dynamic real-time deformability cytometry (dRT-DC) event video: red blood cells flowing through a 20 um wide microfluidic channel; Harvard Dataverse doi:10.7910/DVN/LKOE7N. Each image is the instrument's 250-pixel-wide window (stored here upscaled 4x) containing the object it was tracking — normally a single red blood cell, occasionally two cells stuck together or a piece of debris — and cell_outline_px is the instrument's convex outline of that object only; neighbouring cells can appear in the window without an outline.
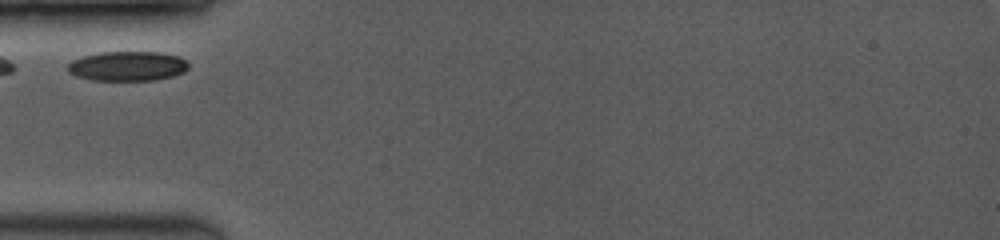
{"species": "common noctule bat (a hibernating species)", "species_latin": "Nyctalus noctula", "temperature_condition": "room temperature", "stored_images_in_passage": 7, "camera_frame_rate_fps": 3500, "um_per_image_px": 0.085, "animal": {"sex": "female", "body_mass_g": 19.0, "forearm_length_mm": 53.3}, "frame": {"image": 1, "passage_image": 1, "time_ms": 0.0, "image_size_px": [1000, 240], "cell_outline_px": [[188, 68], [184, 72], [172, 76], [152, 80], [92, 80], [76, 76], [68, 72], [68, 64], [72, 60], [84, 56], [100, 52], [160, 52], [180, 56], [188, 64]], "centroid_in_image_um": [10.84, 5.61], "position_along_channel_um": 74.2, "area_um2": 20.81}}